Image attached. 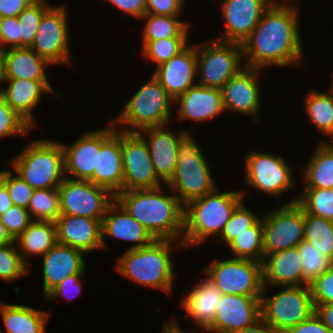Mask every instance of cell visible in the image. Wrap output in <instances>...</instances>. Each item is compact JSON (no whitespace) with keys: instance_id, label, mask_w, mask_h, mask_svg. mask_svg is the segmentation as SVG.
Returning <instances> with one entry per match:
<instances>
[{"instance_id":"1","label":"cell","mask_w":333,"mask_h":333,"mask_svg":"<svg viewBox=\"0 0 333 333\" xmlns=\"http://www.w3.org/2000/svg\"><path fill=\"white\" fill-rule=\"evenodd\" d=\"M274 1L264 12L254 31L242 42L245 67L300 65L302 47L298 5Z\"/></svg>"},{"instance_id":"2","label":"cell","mask_w":333,"mask_h":333,"mask_svg":"<svg viewBox=\"0 0 333 333\" xmlns=\"http://www.w3.org/2000/svg\"><path fill=\"white\" fill-rule=\"evenodd\" d=\"M161 187L121 191L115 199L155 239H177L184 230V205L174 193L162 194Z\"/></svg>"},{"instance_id":"3","label":"cell","mask_w":333,"mask_h":333,"mask_svg":"<svg viewBox=\"0 0 333 333\" xmlns=\"http://www.w3.org/2000/svg\"><path fill=\"white\" fill-rule=\"evenodd\" d=\"M217 188L184 206V237L174 247L186 248L199 244L207 237L220 236L234 209L242 201V191L219 192Z\"/></svg>"},{"instance_id":"4","label":"cell","mask_w":333,"mask_h":333,"mask_svg":"<svg viewBox=\"0 0 333 333\" xmlns=\"http://www.w3.org/2000/svg\"><path fill=\"white\" fill-rule=\"evenodd\" d=\"M171 243L169 239H155L148 246L128 249L117 259L116 270L135 283L169 294L176 277L171 260Z\"/></svg>"},{"instance_id":"5","label":"cell","mask_w":333,"mask_h":333,"mask_svg":"<svg viewBox=\"0 0 333 333\" xmlns=\"http://www.w3.org/2000/svg\"><path fill=\"white\" fill-rule=\"evenodd\" d=\"M11 162L16 174L34 189L58 188L66 178L64 151L56 141L34 140Z\"/></svg>"},{"instance_id":"6","label":"cell","mask_w":333,"mask_h":333,"mask_svg":"<svg viewBox=\"0 0 333 333\" xmlns=\"http://www.w3.org/2000/svg\"><path fill=\"white\" fill-rule=\"evenodd\" d=\"M209 165L193 136L187 132L179 141L174 176L166 185L185 206L188 202L211 193L217 187Z\"/></svg>"},{"instance_id":"7","label":"cell","mask_w":333,"mask_h":333,"mask_svg":"<svg viewBox=\"0 0 333 333\" xmlns=\"http://www.w3.org/2000/svg\"><path fill=\"white\" fill-rule=\"evenodd\" d=\"M174 100L167 94L160 82L152 75L125 104L124 110L113 124L129 125L119 129L123 132H138L148 127L168 126L171 122L170 105Z\"/></svg>"},{"instance_id":"8","label":"cell","mask_w":333,"mask_h":333,"mask_svg":"<svg viewBox=\"0 0 333 333\" xmlns=\"http://www.w3.org/2000/svg\"><path fill=\"white\" fill-rule=\"evenodd\" d=\"M266 293L263 289L261 318L283 333L315 312L309 285L285 286L284 290L267 298Z\"/></svg>"},{"instance_id":"9","label":"cell","mask_w":333,"mask_h":333,"mask_svg":"<svg viewBox=\"0 0 333 333\" xmlns=\"http://www.w3.org/2000/svg\"><path fill=\"white\" fill-rule=\"evenodd\" d=\"M202 44H196L197 71L201 74L198 85L221 89L244 68L242 45L217 39Z\"/></svg>"},{"instance_id":"10","label":"cell","mask_w":333,"mask_h":333,"mask_svg":"<svg viewBox=\"0 0 333 333\" xmlns=\"http://www.w3.org/2000/svg\"><path fill=\"white\" fill-rule=\"evenodd\" d=\"M203 272L223 294L263 295L262 262L240 258L215 259L203 268Z\"/></svg>"},{"instance_id":"11","label":"cell","mask_w":333,"mask_h":333,"mask_svg":"<svg viewBox=\"0 0 333 333\" xmlns=\"http://www.w3.org/2000/svg\"><path fill=\"white\" fill-rule=\"evenodd\" d=\"M291 199L263 216L264 257L297 247L304 240V210Z\"/></svg>"},{"instance_id":"12","label":"cell","mask_w":333,"mask_h":333,"mask_svg":"<svg viewBox=\"0 0 333 333\" xmlns=\"http://www.w3.org/2000/svg\"><path fill=\"white\" fill-rule=\"evenodd\" d=\"M60 214L84 216L102 222L115 196L106 188L90 181L66 177L58 187Z\"/></svg>"},{"instance_id":"13","label":"cell","mask_w":333,"mask_h":333,"mask_svg":"<svg viewBox=\"0 0 333 333\" xmlns=\"http://www.w3.org/2000/svg\"><path fill=\"white\" fill-rule=\"evenodd\" d=\"M110 124L113 126L97 130V168L89 181L116 196L123 191L122 131Z\"/></svg>"},{"instance_id":"14","label":"cell","mask_w":333,"mask_h":333,"mask_svg":"<svg viewBox=\"0 0 333 333\" xmlns=\"http://www.w3.org/2000/svg\"><path fill=\"white\" fill-rule=\"evenodd\" d=\"M66 7L51 6L41 18L31 49L51 65L70 62Z\"/></svg>"},{"instance_id":"15","label":"cell","mask_w":333,"mask_h":333,"mask_svg":"<svg viewBox=\"0 0 333 333\" xmlns=\"http://www.w3.org/2000/svg\"><path fill=\"white\" fill-rule=\"evenodd\" d=\"M123 191L155 189L162 185L144 139L137 132L122 131Z\"/></svg>"},{"instance_id":"16","label":"cell","mask_w":333,"mask_h":333,"mask_svg":"<svg viewBox=\"0 0 333 333\" xmlns=\"http://www.w3.org/2000/svg\"><path fill=\"white\" fill-rule=\"evenodd\" d=\"M246 182L273 196L294 187L292 169L282 157L271 153L250 152L244 158Z\"/></svg>"},{"instance_id":"17","label":"cell","mask_w":333,"mask_h":333,"mask_svg":"<svg viewBox=\"0 0 333 333\" xmlns=\"http://www.w3.org/2000/svg\"><path fill=\"white\" fill-rule=\"evenodd\" d=\"M261 297L223 294L206 331L238 333L261 318Z\"/></svg>"},{"instance_id":"18","label":"cell","mask_w":333,"mask_h":333,"mask_svg":"<svg viewBox=\"0 0 333 333\" xmlns=\"http://www.w3.org/2000/svg\"><path fill=\"white\" fill-rule=\"evenodd\" d=\"M273 2L274 0H222L226 28L218 41L242 44Z\"/></svg>"},{"instance_id":"19","label":"cell","mask_w":333,"mask_h":333,"mask_svg":"<svg viewBox=\"0 0 333 333\" xmlns=\"http://www.w3.org/2000/svg\"><path fill=\"white\" fill-rule=\"evenodd\" d=\"M261 69L245 67L221 88L225 110H233L258 121L261 93L258 75Z\"/></svg>"},{"instance_id":"20","label":"cell","mask_w":333,"mask_h":333,"mask_svg":"<svg viewBox=\"0 0 333 333\" xmlns=\"http://www.w3.org/2000/svg\"><path fill=\"white\" fill-rule=\"evenodd\" d=\"M153 76L160 82L167 94L175 100L195 86L197 74L196 44L187 45L167 62L155 67Z\"/></svg>"},{"instance_id":"21","label":"cell","mask_w":333,"mask_h":333,"mask_svg":"<svg viewBox=\"0 0 333 333\" xmlns=\"http://www.w3.org/2000/svg\"><path fill=\"white\" fill-rule=\"evenodd\" d=\"M165 127L167 126L148 127L137 133L144 139L148 146L158 178L163 184L167 185L174 176L179 141L188 131H179V134L176 135L173 131H167ZM143 133H147L149 135L147 136L148 138Z\"/></svg>"},{"instance_id":"22","label":"cell","mask_w":333,"mask_h":333,"mask_svg":"<svg viewBox=\"0 0 333 333\" xmlns=\"http://www.w3.org/2000/svg\"><path fill=\"white\" fill-rule=\"evenodd\" d=\"M57 242L88 253L102 249L101 221L84 216L60 215L55 221Z\"/></svg>"},{"instance_id":"23","label":"cell","mask_w":333,"mask_h":333,"mask_svg":"<svg viewBox=\"0 0 333 333\" xmlns=\"http://www.w3.org/2000/svg\"><path fill=\"white\" fill-rule=\"evenodd\" d=\"M102 247H106L104 235L124 241L136 242L128 249H139L148 246L155 238L151 233L133 218L127 210L115 199L108 207L101 222Z\"/></svg>"},{"instance_id":"24","label":"cell","mask_w":333,"mask_h":333,"mask_svg":"<svg viewBox=\"0 0 333 333\" xmlns=\"http://www.w3.org/2000/svg\"><path fill=\"white\" fill-rule=\"evenodd\" d=\"M82 251L56 243L43 255V295L44 297L70 275L86 271Z\"/></svg>"},{"instance_id":"25","label":"cell","mask_w":333,"mask_h":333,"mask_svg":"<svg viewBox=\"0 0 333 333\" xmlns=\"http://www.w3.org/2000/svg\"><path fill=\"white\" fill-rule=\"evenodd\" d=\"M179 103L180 120L205 121L224 112L222 91L219 88L195 85L174 100Z\"/></svg>"},{"instance_id":"26","label":"cell","mask_w":333,"mask_h":333,"mask_svg":"<svg viewBox=\"0 0 333 333\" xmlns=\"http://www.w3.org/2000/svg\"><path fill=\"white\" fill-rule=\"evenodd\" d=\"M263 286H299L303 284L302 256L298 248L268 254L262 262Z\"/></svg>"},{"instance_id":"27","label":"cell","mask_w":333,"mask_h":333,"mask_svg":"<svg viewBox=\"0 0 333 333\" xmlns=\"http://www.w3.org/2000/svg\"><path fill=\"white\" fill-rule=\"evenodd\" d=\"M8 86L2 92L7 104L22 117L32 128L35 121L32 110L40 101L42 93L55 91L49 81H32L28 79H7Z\"/></svg>"},{"instance_id":"28","label":"cell","mask_w":333,"mask_h":333,"mask_svg":"<svg viewBox=\"0 0 333 333\" xmlns=\"http://www.w3.org/2000/svg\"><path fill=\"white\" fill-rule=\"evenodd\" d=\"M223 293L209 278L203 279L182 299V307L203 331L212 324Z\"/></svg>"},{"instance_id":"29","label":"cell","mask_w":333,"mask_h":333,"mask_svg":"<svg viewBox=\"0 0 333 333\" xmlns=\"http://www.w3.org/2000/svg\"><path fill=\"white\" fill-rule=\"evenodd\" d=\"M65 172L76 180L89 181L97 168V130L85 132L71 146L62 144ZM78 178V179H77Z\"/></svg>"},{"instance_id":"30","label":"cell","mask_w":333,"mask_h":333,"mask_svg":"<svg viewBox=\"0 0 333 333\" xmlns=\"http://www.w3.org/2000/svg\"><path fill=\"white\" fill-rule=\"evenodd\" d=\"M3 54L7 79L48 81L45 69L51 64L30 47L8 48Z\"/></svg>"},{"instance_id":"31","label":"cell","mask_w":333,"mask_h":333,"mask_svg":"<svg viewBox=\"0 0 333 333\" xmlns=\"http://www.w3.org/2000/svg\"><path fill=\"white\" fill-rule=\"evenodd\" d=\"M0 313L7 333H46L47 312L24 305L1 304Z\"/></svg>"},{"instance_id":"32","label":"cell","mask_w":333,"mask_h":333,"mask_svg":"<svg viewBox=\"0 0 333 333\" xmlns=\"http://www.w3.org/2000/svg\"><path fill=\"white\" fill-rule=\"evenodd\" d=\"M17 241L21 247L18 250L21 251V258L29 266L30 263L26 261L25 254L43 256L57 243L55 222L32 221L24 232L15 239V242Z\"/></svg>"},{"instance_id":"33","label":"cell","mask_w":333,"mask_h":333,"mask_svg":"<svg viewBox=\"0 0 333 333\" xmlns=\"http://www.w3.org/2000/svg\"><path fill=\"white\" fill-rule=\"evenodd\" d=\"M305 170V188L333 189V147L321 142Z\"/></svg>"},{"instance_id":"34","label":"cell","mask_w":333,"mask_h":333,"mask_svg":"<svg viewBox=\"0 0 333 333\" xmlns=\"http://www.w3.org/2000/svg\"><path fill=\"white\" fill-rule=\"evenodd\" d=\"M180 16L145 14L140 19L147 20L143 28L142 40L152 41L172 37H187L188 23L181 21Z\"/></svg>"},{"instance_id":"35","label":"cell","mask_w":333,"mask_h":333,"mask_svg":"<svg viewBox=\"0 0 333 333\" xmlns=\"http://www.w3.org/2000/svg\"><path fill=\"white\" fill-rule=\"evenodd\" d=\"M304 241L333 262V221L304 212Z\"/></svg>"},{"instance_id":"36","label":"cell","mask_w":333,"mask_h":333,"mask_svg":"<svg viewBox=\"0 0 333 333\" xmlns=\"http://www.w3.org/2000/svg\"><path fill=\"white\" fill-rule=\"evenodd\" d=\"M228 246L236 255L234 258L263 262V218L238 235Z\"/></svg>"},{"instance_id":"37","label":"cell","mask_w":333,"mask_h":333,"mask_svg":"<svg viewBox=\"0 0 333 333\" xmlns=\"http://www.w3.org/2000/svg\"><path fill=\"white\" fill-rule=\"evenodd\" d=\"M306 113L319 131L329 135L333 130V93L311 91L305 97Z\"/></svg>"},{"instance_id":"38","label":"cell","mask_w":333,"mask_h":333,"mask_svg":"<svg viewBox=\"0 0 333 333\" xmlns=\"http://www.w3.org/2000/svg\"><path fill=\"white\" fill-rule=\"evenodd\" d=\"M28 211L32 221L55 222L60 214V194L58 188L35 189Z\"/></svg>"},{"instance_id":"39","label":"cell","mask_w":333,"mask_h":333,"mask_svg":"<svg viewBox=\"0 0 333 333\" xmlns=\"http://www.w3.org/2000/svg\"><path fill=\"white\" fill-rule=\"evenodd\" d=\"M296 203L306 212L333 221V189L304 188Z\"/></svg>"},{"instance_id":"40","label":"cell","mask_w":333,"mask_h":333,"mask_svg":"<svg viewBox=\"0 0 333 333\" xmlns=\"http://www.w3.org/2000/svg\"><path fill=\"white\" fill-rule=\"evenodd\" d=\"M51 7L46 0H35L17 16L20 23L21 47H31L44 13Z\"/></svg>"},{"instance_id":"41","label":"cell","mask_w":333,"mask_h":333,"mask_svg":"<svg viewBox=\"0 0 333 333\" xmlns=\"http://www.w3.org/2000/svg\"><path fill=\"white\" fill-rule=\"evenodd\" d=\"M142 42L144 56L153 60L158 67L181 52L188 45V37H172Z\"/></svg>"},{"instance_id":"42","label":"cell","mask_w":333,"mask_h":333,"mask_svg":"<svg viewBox=\"0 0 333 333\" xmlns=\"http://www.w3.org/2000/svg\"><path fill=\"white\" fill-rule=\"evenodd\" d=\"M297 248L302 256L303 285H309L333 264L322 252L304 240Z\"/></svg>"},{"instance_id":"43","label":"cell","mask_w":333,"mask_h":333,"mask_svg":"<svg viewBox=\"0 0 333 333\" xmlns=\"http://www.w3.org/2000/svg\"><path fill=\"white\" fill-rule=\"evenodd\" d=\"M14 245L12 243L0 246V279L7 282L26 275L30 269Z\"/></svg>"},{"instance_id":"44","label":"cell","mask_w":333,"mask_h":333,"mask_svg":"<svg viewBox=\"0 0 333 333\" xmlns=\"http://www.w3.org/2000/svg\"><path fill=\"white\" fill-rule=\"evenodd\" d=\"M240 202L234 209L229 221L225 224L224 229L219 236L221 241H225L229 245L238 235L245 232L246 229L252 227L260 218L255 216L253 212L248 210L246 206Z\"/></svg>"},{"instance_id":"45","label":"cell","mask_w":333,"mask_h":333,"mask_svg":"<svg viewBox=\"0 0 333 333\" xmlns=\"http://www.w3.org/2000/svg\"><path fill=\"white\" fill-rule=\"evenodd\" d=\"M31 130L32 127L0 95V138L13 135H26Z\"/></svg>"},{"instance_id":"46","label":"cell","mask_w":333,"mask_h":333,"mask_svg":"<svg viewBox=\"0 0 333 333\" xmlns=\"http://www.w3.org/2000/svg\"><path fill=\"white\" fill-rule=\"evenodd\" d=\"M5 187L8 189L13 205L28 209L30 199L35 190L33 187L18 174L13 177L11 170H5Z\"/></svg>"},{"instance_id":"47","label":"cell","mask_w":333,"mask_h":333,"mask_svg":"<svg viewBox=\"0 0 333 333\" xmlns=\"http://www.w3.org/2000/svg\"><path fill=\"white\" fill-rule=\"evenodd\" d=\"M0 220L14 240L18 238L32 222L28 209L17 205H12L6 212L0 215Z\"/></svg>"},{"instance_id":"48","label":"cell","mask_w":333,"mask_h":333,"mask_svg":"<svg viewBox=\"0 0 333 333\" xmlns=\"http://www.w3.org/2000/svg\"><path fill=\"white\" fill-rule=\"evenodd\" d=\"M314 306L333 304V264L309 284Z\"/></svg>"},{"instance_id":"49","label":"cell","mask_w":333,"mask_h":333,"mask_svg":"<svg viewBox=\"0 0 333 333\" xmlns=\"http://www.w3.org/2000/svg\"><path fill=\"white\" fill-rule=\"evenodd\" d=\"M0 44L21 47L20 23L17 17L0 18Z\"/></svg>"},{"instance_id":"50","label":"cell","mask_w":333,"mask_h":333,"mask_svg":"<svg viewBox=\"0 0 333 333\" xmlns=\"http://www.w3.org/2000/svg\"><path fill=\"white\" fill-rule=\"evenodd\" d=\"M84 273L85 272H80V273L68 276L62 282H60L56 287H54L44 297V299L46 298V301H47V300H51V299H56L59 296H64L71 300L73 297L79 295V293H81V287H82L80 277H82Z\"/></svg>"},{"instance_id":"51","label":"cell","mask_w":333,"mask_h":333,"mask_svg":"<svg viewBox=\"0 0 333 333\" xmlns=\"http://www.w3.org/2000/svg\"><path fill=\"white\" fill-rule=\"evenodd\" d=\"M184 0H146V14L180 16Z\"/></svg>"},{"instance_id":"52","label":"cell","mask_w":333,"mask_h":333,"mask_svg":"<svg viewBox=\"0 0 333 333\" xmlns=\"http://www.w3.org/2000/svg\"><path fill=\"white\" fill-rule=\"evenodd\" d=\"M284 333H332L314 312L305 321L289 328Z\"/></svg>"},{"instance_id":"53","label":"cell","mask_w":333,"mask_h":333,"mask_svg":"<svg viewBox=\"0 0 333 333\" xmlns=\"http://www.w3.org/2000/svg\"><path fill=\"white\" fill-rule=\"evenodd\" d=\"M118 9L133 15L132 17L142 18L146 14V0H106Z\"/></svg>"},{"instance_id":"54","label":"cell","mask_w":333,"mask_h":333,"mask_svg":"<svg viewBox=\"0 0 333 333\" xmlns=\"http://www.w3.org/2000/svg\"><path fill=\"white\" fill-rule=\"evenodd\" d=\"M35 0H0V18L17 17Z\"/></svg>"},{"instance_id":"55","label":"cell","mask_w":333,"mask_h":333,"mask_svg":"<svg viewBox=\"0 0 333 333\" xmlns=\"http://www.w3.org/2000/svg\"><path fill=\"white\" fill-rule=\"evenodd\" d=\"M315 307V313L323 324L333 333V304L318 305Z\"/></svg>"},{"instance_id":"56","label":"cell","mask_w":333,"mask_h":333,"mask_svg":"<svg viewBox=\"0 0 333 333\" xmlns=\"http://www.w3.org/2000/svg\"><path fill=\"white\" fill-rule=\"evenodd\" d=\"M13 205L8 189L5 187V170L0 171V215Z\"/></svg>"},{"instance_id":"57","label":"cell","mask_w":333,"mask_h":333,"mask_svg":"<svg viewBox=\"0 0 333 333\" xmlns=\"http://www.w3.org/2000/svg\"><path fill=\"white\" fill-rule=\"evenodd\" d=\"M238 333H283V332L273 328L262 318H260L253 325L249 326L248 328H245L244 330Z\"/></svg>"},{"instance_id":"58","label":"cell","mask_w":333,"mask_h":333,"mask_svg":"<svg viewBox=\"0 0 333 333\" xmlns=\"http://www.w3.org/2000/svg\"><path fill=\"white\" fill-rule=\"evenodd\" d=\"M15 243V240L8 233L5 225L0 220V246Z\"/></svg>"},{"instance_id":"59","label":"cell","mask_w":333,"mask_h":333,"mask_svg":"<svg viewBox=\"0 0 333 333\" xmlns=\"http://www.w3.org/2000/svg\"><path fill=\"white\" fill-rule=\"evenodd\" d=\"M177 325L178 324L175 320L173 321L169 320V322L167 321L163 326L161 333H187L185 331L180 330V328ZM192 333H196V331H193Z\"/></svg>"},{"instance_id":"60","label":"cell","mask_w":333,"mask_h":333,"mask_svg":"<svg viewBox=\"0 0 333 333\" xmlns=\"http://www.w3.org/2000/svg\"><path fill=\"white\" fill-rule=\"evenodd\" d=\"M6 66L3 52L0 53V83H6ZM3 88H0V95L3 92Z\"/></svg>"},{"instance_id":"61","label":"cell","mask_w":333,"mask_h":333,"mask_svg":"<svg viewBox=\"0 0 333 333\" xmlns=\"http://www.w3.org/2000/svg\"><path fill=\"white\" fill-rule=\"evenodd\" d=\"M328 136H331V138H333V130L330 132V134ZM324 144L330 146V147H333V144H327L326 142L322 141Z\"/></svg>"},{"instance_id":"62","label":"cell","mask_w":333,"mask_h":333,"mask_svg":"<svg viewBox=\"0 0 333 333\" xmlns=\"http://www.w3.org/2000/svg\"><path fill=\"white\" fill-rule=\"evenodd\" d=\"M0 45H1V44H0ZM4 50H5V48H3V47L1 48V47H0V53L3 52Z\"/></svg>"},{"instance_id":"63","label":"cell","mask_w":333,"mask_h":333,"mask_svg":"<svg viewBox=\"0 0 333 333\" xmlns=\"http://www.w3.org/2000/svg\"><path fill=\"white\" fill-rule=\"evenodd\" d=\"M331 83H332V85H331L330 91L333 93V82H331Z\"/></svg>"}]
</instances>
